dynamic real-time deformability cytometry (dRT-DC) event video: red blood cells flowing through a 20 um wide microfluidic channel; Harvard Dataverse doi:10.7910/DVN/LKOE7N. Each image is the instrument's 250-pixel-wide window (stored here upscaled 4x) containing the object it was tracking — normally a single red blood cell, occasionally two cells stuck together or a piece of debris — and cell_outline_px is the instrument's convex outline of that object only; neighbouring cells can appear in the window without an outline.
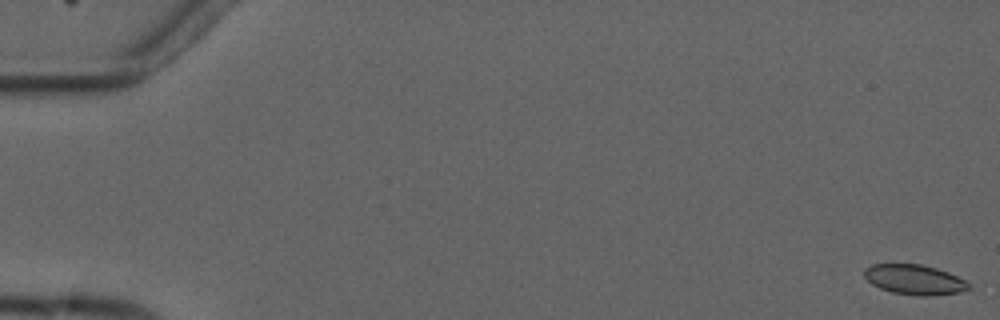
{"species": "common noctule bat (a hibernating species)", "species_latin": "Nyctalus noctula", "temperature_condition": "cold", "stored_images_in_passage": 4, "segment_of_instrument_passage": [1, 2], "camera_frame_rate_fps": 3000, "um_per_image_px": 0.085, "animal": {"sex": "male", "forearm_length_mm": 52.5}, "frame": {"image": 1, "passage_image": 1, "time_ms": 0.0, "image_size_px": [1000, 320], "cell_outline_px": [[972, 288], [960, 292], [928, 296], [916, 296], [892, 292], [880, 288], [872, 284], [864, 276], [864, 268], [872, 264], [920, 264], [936, 268], [948, 272], [972, 284]], "centroid_in_image_um": [77.74, 23.77], "position_along_channel_um": 7.3, "area_um2": 18.32}}
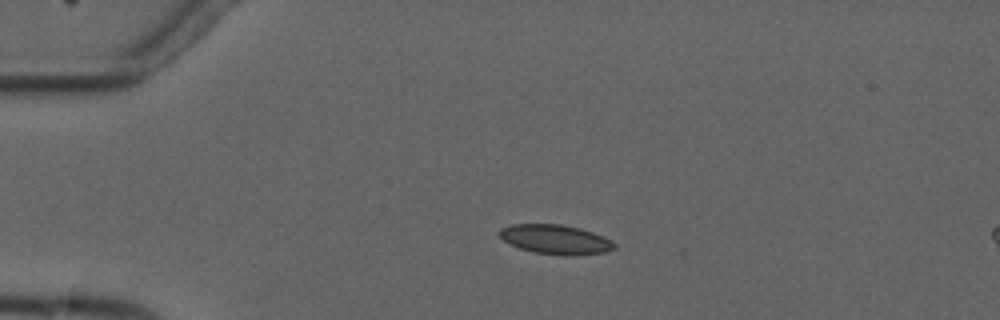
{"frame": {"image": 2, "passage_image": 2, "time_ms": 4.0, "image_size_px": [1000, 320], "cell_outline_px": [[616, 248], [604, 252], [564, 256], [536, 252], [520, 248], [504, 240], [500, 236], [500, 228], [512, 224], [560, 224], [580, 228], [604, 236], [612, 240], [616, 244]], "centroid_in_image_um": [47.25, 20.34], "position_along_channel_um": 37.7, "area_um2": 19.54}}